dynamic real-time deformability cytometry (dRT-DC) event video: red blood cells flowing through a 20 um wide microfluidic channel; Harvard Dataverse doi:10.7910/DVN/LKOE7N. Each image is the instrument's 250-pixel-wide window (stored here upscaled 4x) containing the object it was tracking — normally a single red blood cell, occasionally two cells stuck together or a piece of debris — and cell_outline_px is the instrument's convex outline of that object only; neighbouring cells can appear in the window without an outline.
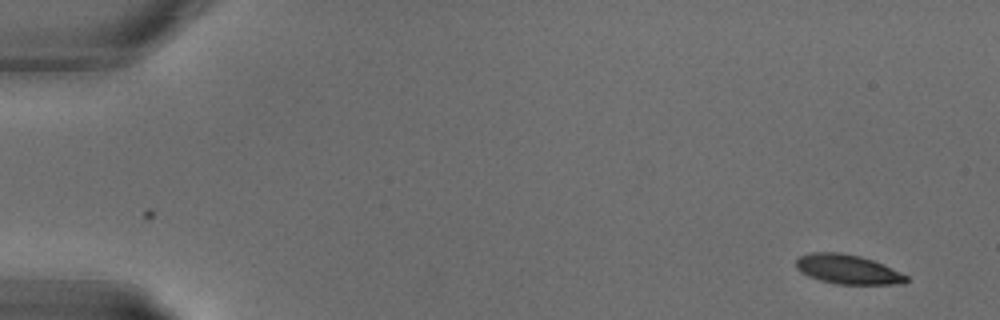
{"species": "common noctule bat (a hibernating species)", "species_latin": "Nyctalus noctula", "temperature_condition": "warm", "stored_images_in_passage": 23, "camera_frame_rate_fps": 3000, "um_per_image_px": 0.085, "animal": {"sex": "male", "body_mass_g": 18.8}, "frame": {"image": 1, "passage_image": 1, "time_ms": 0.0, "image_size_px": [1000, 320], "cell_outline_px": [[908, 280], [904, 284], [836, 284], [820, 280], [808, 276], [800, 272], [796, 268], [796, 260], [800, 256], [812, 252], [840, 252], [860, 256], [872, 260], [908, 276]], "centroid_in_image_um": [72.02, 22.89], "position_along_channel_um": 13.0, "area_um2": 18.79}}
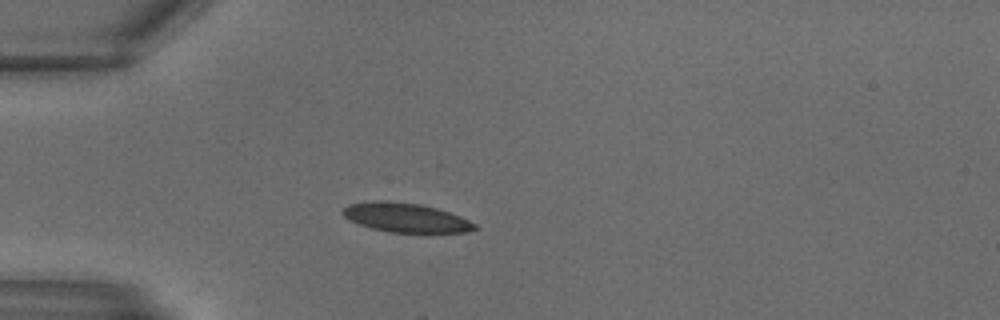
{"frame": {"image": 2, "passage_image": 5, "time_ms": 1.333, "image_size_px": [1000, 320], "cell_outline_px": [[476, 228], [468, 232], [388, 232], [372, 228], [348, 220], [340, 212], [348, 204], [372, 200], [388, 200], [420, 204], [436, 208], [460, 216], [476, 224]], "centroid_in_image_um": [34.43, 18.48], "position_along_channel_um": 50.6, "area_um2": 22.43}}